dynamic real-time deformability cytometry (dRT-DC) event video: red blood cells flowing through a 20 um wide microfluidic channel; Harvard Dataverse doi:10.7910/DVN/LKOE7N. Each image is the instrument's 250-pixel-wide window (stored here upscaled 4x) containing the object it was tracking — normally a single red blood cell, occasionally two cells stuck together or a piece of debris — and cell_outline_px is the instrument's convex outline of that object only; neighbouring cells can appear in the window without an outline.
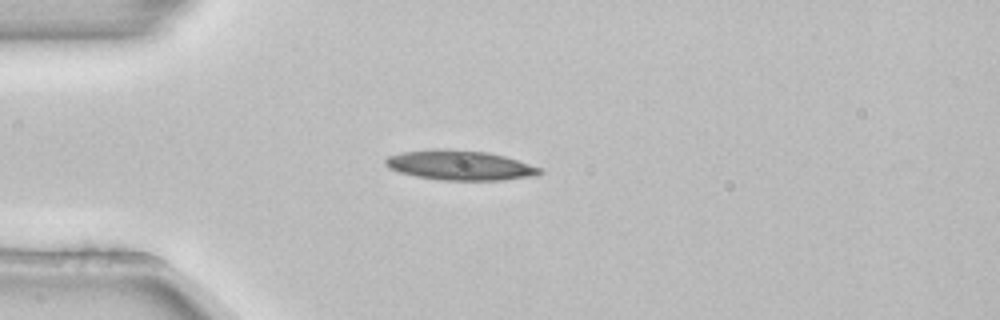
{"species": "common noctule bat (a hibernating species)", "species_latin": "Nyctalus noctula", "temperature_condition": "room temperature", "stored_images_in_passage": 1, "camera_frame_rate_fps": 3000, "um_per_image_px": 0.085, "animal": {"sex": "female", "body_mass_g": 22.7, "forearm_length_mm": 54.2}, "frame": {"image": 1, "passage_image": 1, "time_ms": 0.0, "image_size_px": [1000, 320], "cell_outline_px": [[544, 172], [540, 176], [500, 180], [440, 180], [416, 176], [400, 172], [388, 168], [384, 164], [384, 160], [388, 156], [400, 152], [432, 148], [444, 148], [488, 152], [504, 156], [540, 168]], "centroid_in_image_um": [39.07, 14.04], "position_along_channel_um": 45.9, "area_um2": 27.05}}